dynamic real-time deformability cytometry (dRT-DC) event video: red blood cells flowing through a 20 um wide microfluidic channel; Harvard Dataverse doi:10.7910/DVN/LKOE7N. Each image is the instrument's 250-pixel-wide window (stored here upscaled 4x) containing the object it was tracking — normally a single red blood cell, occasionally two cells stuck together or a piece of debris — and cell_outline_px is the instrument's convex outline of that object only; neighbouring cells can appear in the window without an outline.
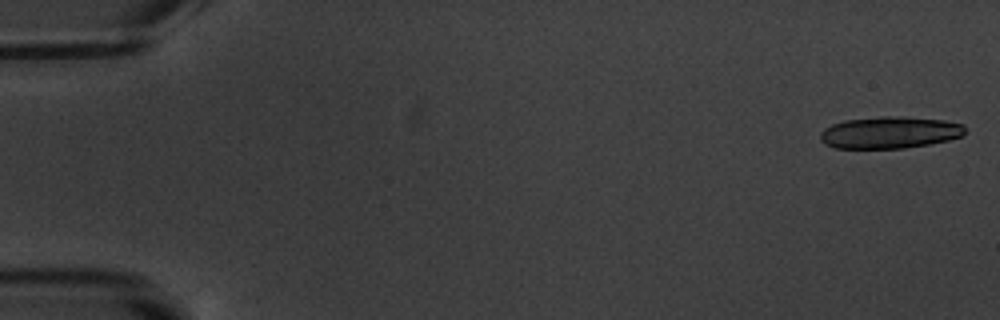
{"species": "common noctule bat (a hibernating species)", "species_latin": "Nyctalus noctula", "temperature_condition": "warm", "stored_images_in_passage": 7, "segment_of_instrument_passage": [1, 2], "camera_frame_rate_fps": 3000, "um_per_image_px": 0.085, "animal": {"sex": "male", "body_mass_g": 20.1, "forearm_length_mm": 53.5}, "frame": {"image": 1, "passage_image": 1, "time_ms": 0.0, "image_size_px": [1000, 320], "cell_outline_px": [[964, 132], [960, 136], [948, 140], [928, 144], [904, 148], [836, 148], [824, 144], [820, 140], [820, 132], [824, 128], [832, 124], [844, 120], [880, 116], [904, 116], [944, 120], [964, 124]], "centroid_in_image_um": [75.59, 11.25], "position_along_channel_um": 9.4, "area_um2": 26.99}}
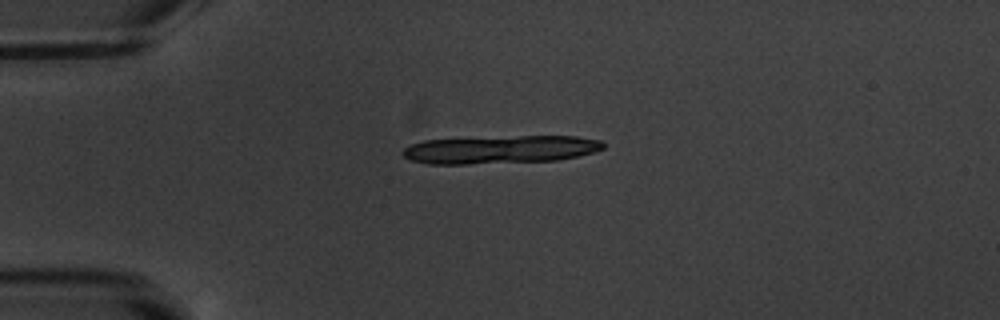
{"frame": {"image": 2, "passage_image": 4, "time_ms": 4.333, "image_size_px": [1000, 320], "cell_outline_px": [[604, 148], [596, 152], [556, 160], [468, 164], [428, 164], [412, 160], [404, 156], [400, 152], [404, 148], [412, 144], [424, 140], [520, 136], [576, 136], [600, 140], [604, 144]], "centroid_in_image_um": [42.53, 12.71], "position_along_channel_um": 42.5, "area_um2": 32.6}}